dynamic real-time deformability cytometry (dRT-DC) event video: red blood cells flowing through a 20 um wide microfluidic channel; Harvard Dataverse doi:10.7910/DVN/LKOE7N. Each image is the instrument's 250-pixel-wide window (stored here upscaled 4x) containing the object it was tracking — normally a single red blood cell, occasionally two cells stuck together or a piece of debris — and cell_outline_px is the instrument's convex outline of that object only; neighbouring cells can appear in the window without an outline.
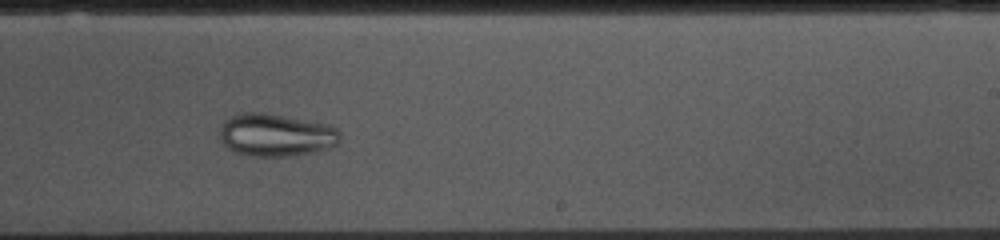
{"species": "common noctule bat (a hibernating species)", "species_latin": "Nyctalus noctula", "temperature_condition": "cold", "stored_images_in_passage": 54, "camera_frame_rate_fps": 3000, "um_per_image_px": 0.085, "animal": {"sex": "female", "body_mass_g": 10.0, "forearm_length_mm": 53.1}, "frame": {"image": 1, "passage_image": 32, "time_ms": 10.333, "image_size_px": [1000, 240], "cell_outline_px": [[340, 140], [332, 148], [292, 156], [248, 156], [236, 152], [228, 148], [224, 144], [220, 136], [220, 128], [224, 120], [232, 116], [244, 112], [264, 112], [328, 124], [336, 128], [340, 132]], "centroid_in_image_um": [23.47, 11.47], "position_along_channel_um": 265.5, "area_um2": 30.06}}
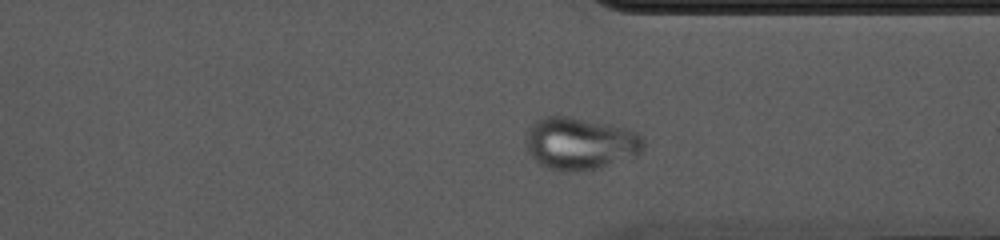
{"frame": {"image": 2, "passage_image": 40, "time_ms": 13.0, "image_size_px": [1000, 240], "cell_outline_px": [[644, 144], [640, 152], [600, 168], [576, 172], [556, 172], [540, 164], [528, 152], [524, 140], [528, 128], [536, 120], [548, 116], [568, 116], [628, 128], [640, 132], [644, 140]], "centroid_in_image_um": [49.28, 12.2], "position_along_channel_um": 362.1, "area_um2": 36.07}}
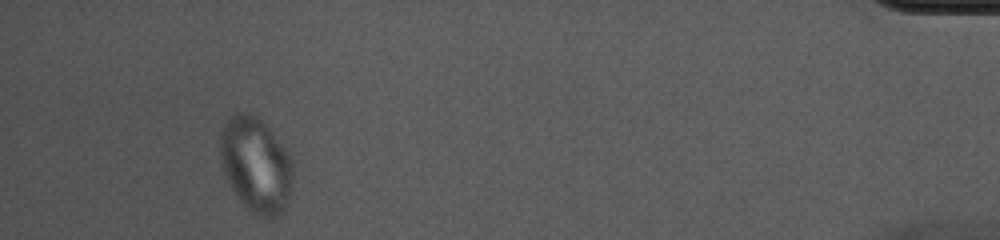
{"frame": {"image": 3, "passage_image": 50, "time_ms": 16.333, "image_size_px": [1000, 240], "cell_outline_px": [[292, 180], [288, 196], [284, 208], [272, 220], [268, 220], [252, 212], [236, 196], [224, 172], [220, 152], [220, 132], [232, 112], [252, 112], [268, 128], [292, 156]], "centroid_in_image_um": [21.74, 13.98], "position_along_channel_um": 413.5, "area_um2": 40.11}}